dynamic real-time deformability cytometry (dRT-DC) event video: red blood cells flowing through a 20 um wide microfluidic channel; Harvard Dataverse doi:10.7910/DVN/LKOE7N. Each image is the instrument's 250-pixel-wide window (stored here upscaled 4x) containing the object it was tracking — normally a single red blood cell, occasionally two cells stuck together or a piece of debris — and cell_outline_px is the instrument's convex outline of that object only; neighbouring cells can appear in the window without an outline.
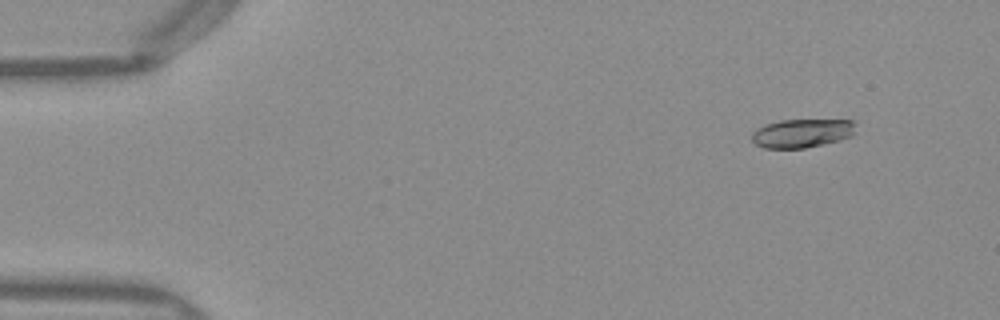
{"species": "Egyptian fruit bat (a non-hibernating species)", "species_latin": "Rousettus aegyptiacus", "temperature_condition": "warm", "stored_images_in_passage": 51, "camera_frame_rate_fps": 3000, "um_per_image_px": 0.085, "frame": {"image": 1, "passage_image": 5, "time_ms": 1.333, "image_size_px": [1000, 320], "cell_outline_px": [[856, 132], [852, 136], [840, 140], [824, 144], [804, 148], [764, 148], [756, 144], [752, 140], [752, 132], [756, 128], [764, 124], [780, 120], [852, 120], [856, 124]], "centroid_in_image_um": [68.19, 11.32], "position_along_channel_um": 16.8, "area_um2": 17.57}}
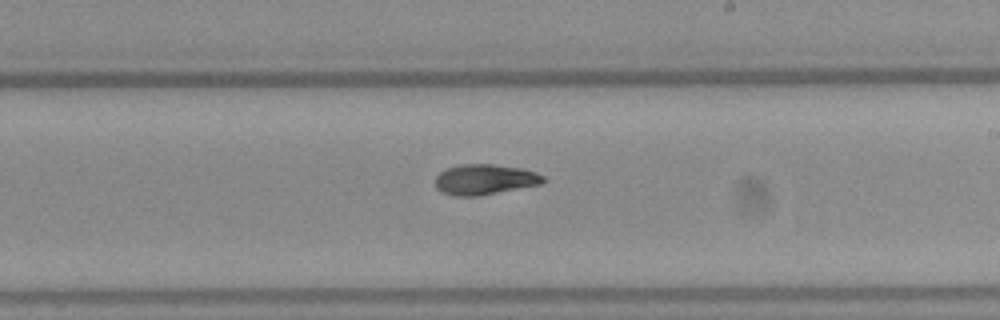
{"frame": {"image": 2, "passage_image": 30, "time_ms": 9.667, "image_size_px": [1000, 320], "cell_outline_px": [[548, 180], [540, 184], [476, 196], [452, 196], [440, 192], [436, 188], [436, 176], [440, 172], [448, 168], [460, 164], [492, 164], [520, 168], [536, 172], [544, 176]], "centroid_in_image_um": [41.19, 15.25], "position_along_channel_um": 247.8, "area_um2": 19.07}}
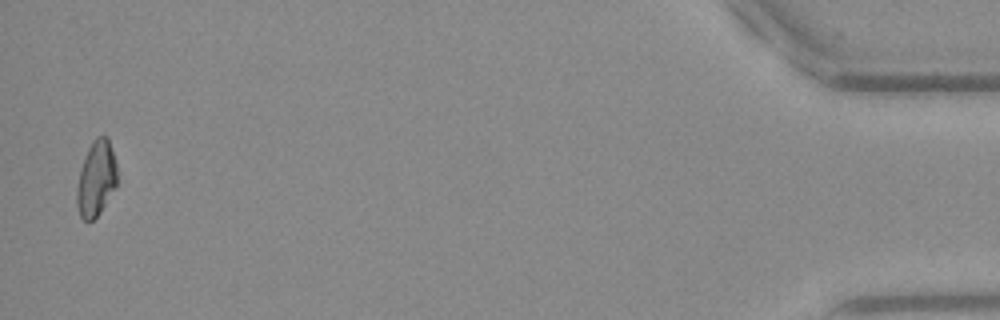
{"frame": {"image": 3, "passage_image": 50, "time_ms": 16.333, "image_size_px": [1000, 320], "cell_outline_px": [[116, 184], [100, 212], [92, 220], [84, 220], [80, 216], [76, 204], [76, 188], [80, 168], [88, 148], [92, 140], [96, 136], [108, 136], [116, 160]], "centroid_in_image_um": [8.15, 15.14], "position_along_channel_um": 427.0, "area_um2": 17.69}, "authors_computed_cell_mechanics": {"area_um2": 18.6116, "velocity_mm_per_s": 4.0171, "shape_relaxation_time_tau1_ms": 9.9691, "shape_relaxation_time_tau2_ms": 5.0821, "deformation_change_tau1": 0.2294, "deformation_change_tau2": 0.1275}}